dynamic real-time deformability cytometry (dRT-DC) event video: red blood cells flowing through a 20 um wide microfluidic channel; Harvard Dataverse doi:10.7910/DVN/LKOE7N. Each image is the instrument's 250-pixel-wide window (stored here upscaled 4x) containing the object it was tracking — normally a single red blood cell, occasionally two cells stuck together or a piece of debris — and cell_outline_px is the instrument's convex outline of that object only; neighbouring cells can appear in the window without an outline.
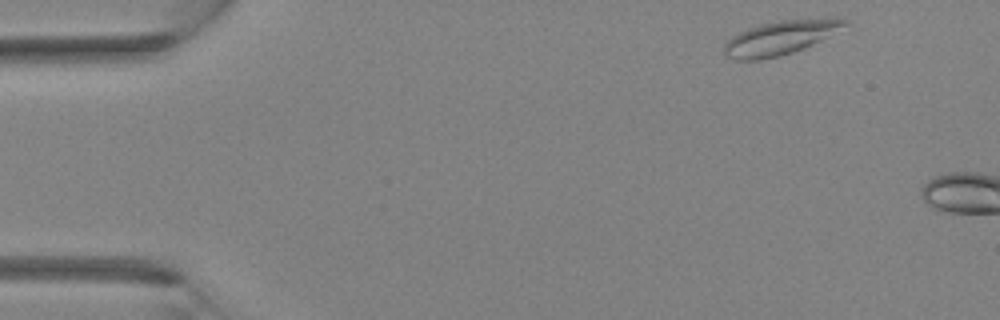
{"species": "Egyptian fruit bat (a non-hibernating species)", "species_latin": "Rousettus aegyptiacus", "temperature_condition": "room temperature", "stored_images_in_passage": 2, "camera_frame_rate_fps": 3000, "um_per_image_px": 0.085, "animal": {"sex": "female"}, "frame": {"image": 1, "passage_image": 1, "time_ms": 0.0, "image_size_px": [1000, 320], "cell_outline_px": [[852, 24], [804, 48], [792, 52], [776, 56], [756, 60], [736, 60], [724, 56], [724, 44], [732, 36], [748, 28], [776, 20], [836, 16], [848, 20]], "centroid_in_image_um": [66.4, 3.16], "position_along_channel_um": 18.6, "area_um2": 24.28}}